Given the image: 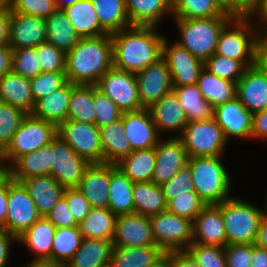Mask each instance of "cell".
<instances>
[{
  "label": "cell",
  "instance_id": "obj_3",
  "mask_svg": "<svg viewBox=\"0 0 267 267\" xmlns=\"http://www.w3.org/2000/svg\"><path fill=\"white\" fill-rule=\"evenodd\" d=\"M250 21L248 15L237 14L222 29L215 53L241 61L246 67L256 64L258 43L264 33L258 23L253 25Z\"/></svg>",
  "mask_w": 267,
  "mask_h": 267
},
{
  "label": "cell",
  "instance_id": "obj_53",
  "mask_svg": "<svg viewBox=\"0 0 267 267\" xmlns=\"http://www.w3.org/2000/svg\"><path fill=\"white\" fill-rule=\"evenodd\" d=\"M41 72L65 71L66 54L49 42L36 47Z\"/></svg>",
  "mask_w": 267,
  "mask_h": 267
},
{
  "label": "cell",
  "instance_id": "obj_40",
  "mask_svg": "<svg viewBox=\"0 0 267 267\" xmlns=\"http://www.w3.org/2000/svg\"><path fill=\"white\" fill-rule=\"evenodd\" d=\"M133 185L117 166L111 170L109 209L114 214L134 213Z\"/></svg>",
  "mask_w": 267,
  "mask_h": 267
},
{
  "label": "cell",
  "instance_id": "obj_48",
  "mask_svg": "<svg viewBox=\"0 0 267 267\" xmlns=\"http://www.w3.org/2000/svg\"><path fill=\"white\" fill-rule=\"evenodd\" d=\"M185 251L200 267H227L224 247L191 243Z\"/></svg>",
  "mask_w": 267,
  "mask_h": 267
},
{
  "label": "cell",
  "instance_id": "obj_12",
  "mask_svg": "<svg viewBox=\"0 0 267 267\" xmlns=\"http://www.w3.org/2000/svg\"><path fill=\"white\" fill-rule=\"evenodd\" d=\"M41 217L24 185L8 175V207L5 230L19 237Z\"/></svg>",
  "mask_w": 267,
  "mask_h": 267
},
{
  "label": "cell",
  "instance_id": "obj_25",
  "mask_svg": "<svg viewBox=\"0 0 267 267\" xmlns=\"http://www.w3.org/2000/svg\"><path fill=\"white\" fill-rule=\"evenodd\" d=\"M158 133L163 130H178L179 136L184 132L188 120L174 91L164 95L159 101L148 108Z\"/></svg>",
  "mask_w": 267,
  "mask_h": 267
},
{
  "label": "cell",
  "instance_id": "obj_35",
  "mask_svg": "<svg viewBox=\"0 0 267 267\" xmlns=\"http://www.w3.org/2000/svg\"><path fill=\"white\" fill-rule=\"evenodd\" d=\"M175 19L236 16L220 0H171Z\"/></svg>",
  "mask_w": 267,
  "mask_h": 267
},
{
  "label": "cell",
  "instance_id": "obj_58",
  "mask_svg": "<svg viewBox=\"0 0 267 267\" xmlns=\"http://www.w3.org/2000/svg\"><path fill=\"white\" fill-rule=\"evenodd\" d=\"M46 218L53 223L56 228L78 226V223L69 210L67 200L64 196L61 197Z\"/></svg>",
  "mask_w": 267,
  "mask_h": 267
},
{
  "label": "cell",
  "instance_id": "obj_20",
  "mask_svg": "<svg viewBox=\"0 0 267 267\" xmlns=\"http://www.w3.org/2000/svg\"><path fill=\"white\" fill-rule=\"evenodd\" d=\"M214 119L222 128L225 139L251 137L253 114L235 97L214 108Z\"/></svg>",
  "mask_w": 267,
  "mask_h": 267
},
{
  "label": "cell",
  "instance_id": "obj_38",
  "mask_svg": "<svg viewBox=\"0 0 267 267\" xmlns=\"http://www.w3.org/2000/svg\"><path fill=\"white\" fill-rule=\"evenodd\" d=\"M48 26L46 41L56 46L65 54L80 40L74 27L69 21L63 9H56L51 15L45 18Z\"/></svg>",
  "mask_w": 267,
  "mask_h": 267
},
{
  "label": "cell",
  "instance_id": "obj_28",
  "mask_svg": "<svg viewBox=\"0 0 267 267\" xmlns=\"http://www.w3.org/2000/svg\"><path fill=\"white\" fill-rule=\"evenodd\" d=\"M56 227L46 217H41L18 237L37 257L31 262L51 263L52 242Z\"/></svg>",
  "mask_w": 267,
  "mask_h": 267
},
{
  "label": "cell",
  "instance_id": "obj_10",
  "mask_svg": "<svg viewBox=\"0 0 267 267\" xmlns=\"http://www.w3.org/2000/svg\"><path fill=\"white\" fill-rule=\"evenodd\" d=\"M123 112L144 109L138 95L136 74L112 66L95 84Z\"/></svg>",
  "mask_w": 267,
  "mask_h": 267
},
{
  "label": "cell",
  "instance_id": "obj_52",
  "mask_svg": "<svg viewBox=\"0 0 267 267\" xmlns=\"http://www.w3.org/2000/svg\"><path fill=\"white\" fill-rule=\"evenodd\" d=\"M205 206L196 192H189L170 200L167 203V211L193 221Z\"/></svg>",
  "mask_w": 267,
  "mask_h": 267
},
{
  "label": "cell",
  "instance_id": "obj_2",
  "mask_svg": "<svg viewBox=\"0 0 267 267\" xmlns=\"http://www.w3.org/2000/svg\"><path fill=\"white\" fill-rule=\"evenodd\" d=\"M65 73L73 84L95 85L113 66V41L111 34L80 38L66 53Z\"/></svg>",
  "mask_w": 267,
  "mask_h": 267
},
{
  "label": "cell",
  "instance_id": "obj_22",
  "mask_svg": "<svg viewBox=\"0 0 267 267\" xmlns=\"http://www.w3.org/2000/svg\"><path fill=\"white\" fill-rule=\"evenodd\" d=\"M116 164H91L77 189L88 200L92 208H109L111 170Z\"/></svg>",
  "mask_w": 267,
  "mask_h": 267
},
{
  "label": "cell",
  "instance_id": "obj_33",
  "mask_svg": "<svg viewBox=\"0 0 267 267\" xmlns=\"http://www.w3.org/2000/svg\"><path fill=\"white\" fill-rule=\"evenodd\" d=\"M80 38L107 34L100 26L91 0H80L63 9Z\"/></svg>",
  "mask_w": 267,
  "mask_h": 267
},
{
  "label": "cell",
  "instance_id": "obj_34",
  "mask_svg": "<svg viewBox=\"0 0 267 267\" xmlns=\"http://www.w3.org/2000/svg\"><path fill=\"white\" fill-rule=\"evenodd\" d=\"M131 25L157 26L164 14L172 13L171 0H125Z\"/></svg>",
  "mask_w": 267,
  "mask_h": 267
},
{
  "label": "cell",
  "instance_id": "obj_62",
  "mask_svg": "<svg viewBox=\"0 0 267 267\" xmlns=\"http://www.w3.org/2000/svg\"><path fill=\"white\" fill-rule=\"evenodd\" d=\"M12 241L18 242V237L6 230L0 233V267H5L9 261V250Z\"/></svg>",
  "mask_w": 267,
  "mask_h": 267
},
{
  "label": "cell",
  "instance_id": "obj_13",
  "mask_svg": "<svg viewBox=\"0 0 267 267\" xmlns=\"http://www.w3.org/2000/svg\"><path fill=\"white\" fill-rule=\"evenodd\" d=\"M91 164L57 135L51 142V176L64 188H77Z\"/></svg>",
  "mask_w": 267,
  "mask_h": 267
},
{
  "label": "cell",
  "instance_id": "obj_8",
  "mask_svg": "<svg viewBox=\"0 0 267 267\" xmlns=\"http://www.w3.org/2000/svg\"><path fill=\"white\" fill-rule=\"evenodd\" d=\"M188 157L222 156L227 140L214 118L188 122L179 137Z\"/></svg>",
  "mask_w": 267,
  "mask_h": 267
},
{
  "label": "cell",
  "instance_id": "obj_55",
  "mask_svg": "<svg viewBox=\"0 0 267 267\" xmlns=\"http://www.w3.org/2000/svg\"><path fill=\"white\" fill-rule=\"evenodd\" d=\"M161 188L166 203L182 194L195 192L189 166L180 169L170 181L162 184Z\"/></svg>",
  "mask_w": 267,
  "mask_h": 267
},
{
  "label": "cell",
  "instance_id": "obj_44",
  "mask_svg": "<svg viewBox=\"0 0 267 267\" xmlns=\"http://www.w3.org/2000/svg\"><path fill=\"white\" fill-rule=\"evenodd\" d=\"M67 119L95 124L96 112L93 101V85L72 83Z\"/></svg>",
  "mask_w": 267,
  "mask_h": 267
},
{
  "label": "cell",
  "instance_id": "obj_9",
  "mask_svg": "<svg viewBox=\"0 0 267 267\" xmlns=\"http://www.w3.org/2000/svg\"><path fill=\"white\" fill-rule=\"evenodd\" d=\"M150 223L156 246L165 253L185 251L193 241L191 219L164 211L150 216Z\"/></svg>",
  "mask_w": 267,
  "mask_h": 267
},
{
  "label": "cell",
  "instance_id": "obj_51",
  "mask_svg": "<svg viewBox=\"0 0 267 267\" xmlns=\"http://www.w3.org/2000/svg\"><path fill=\"white\" fill-rule=\"evenodd\" d=\"M12 71L29 80L40 74L36 48L13 49Z\"/></svg>",
  "mask_w": 267,
  "mask_h": 267
},
{
  "label": "cell",
  "instance_id": "obj_32",
  "mask_svg": "<svg viewBox=\"0 0 267 267\" xmlns=\"http://www.w3.org/2000/svg\"><path fill=\"white\" fill-rule=\"evenodd\" d=\"M99 130L103 163L117 164L132 152L130 142L124 133L122 119L100 127Z\"/></svg>",
  "mask_w": 267,
  "mask_h": 267
},
{
  "label": "cell",
  "instance_id": "obj_76",
  "mask_svg": "<svg viewBox=\"0 0 267 267\" xmlns=\"http://www.w3.org/2000/svg\"><path fill=\"white\" fill-rule=\"evenodd\" d=\"M5 0H0V8L5 4Z\"/></svg>",
  "mask_w": 267,
  "mask_h": 267
},
{
  "label": "cell",
  "instance_id": "obj_75",
  "mask_svg": "<svg viewBox=\"0 0 267 267\" xmlns=\"http://www.w3.org/2000/svg\"><path fill=\"white\" fill-rule=\"evenodd\" d=\"M266 205H264L266 208H264L265 210H263V214L265 217H267V195H266Z\"/></svg>",
  "mask_w": 267,
  "mask_h": 267
},
{
  "label": "cell",
  "instance_id": "obj_64",
  "mask_svg": "<svg viewBox=\"0 0 267 267\" xmlns=\"http://www.w3.org/2000/svg\"><path fill=\"white\" fill-rule=\"evenodd\" d=\"M13 49L7 46L0 47V78L12 71Z\"/></svg>",
  "mask_w": 267,
  "mask_h": 267
},
{
  "label": "cell",
  "instance_id": "obj_60",
  "mask_svg": "<svg viewBox=\"0 0 267 267\" xmlns=\"http://www.w3.org/2000/svg\"><path fill=\"white\" fill-rule=\"evenodd\" d=\"M267 140V110L253 114L251 138Z\"/></svg>",
  "mask_w": 267,
  "mask_h": 267
},
{
  "label": "cell",
  "instance_id": "obj_47",
  "mask_svg": "<svg viewBox=\"0 0 267 267\" xmlns=\"http://www.w3.org/2000/svg\"><path fill=\"white\" fill-rule=\"evenodd\" d=\"M27 114L19 108L0 102V149L3 151L11 142Z\"/></svg>",
  "mask_w": 267,
  "mask_h": 267
},
{
  "label": "cell",
  "instance_id": "obj_71",
  "mask_svg": "<svg viewBox=\"0 0 267 267\" xmlns=\"http://www.w3.org/2000/svg\"><path fill=\"white\" fill-rule=\"evenodd\" d=\"M26 267H63L52 263L31 262Z\"/></svg>",
  "mask_w": 267,
  "mask_h": 267
},
{
  "label": "cell",
  "instance_id": "obj_4",
  "mask_svg": "<svg viewBox=\"0 0 267 267\" xmlns=\"http://www.w3.org/2000/svg\"><path fill=\"white\" fill-rule=\"evenodd\" d=\"M221 156L189 157L195 192L206 205L219 204L231 198V178L221 162Z\"/></svg>",
  "mask_w": 267,
  "mask_h": 267
},
{
  "label": "cell",
  "instance_id": "obj_61",
  "mask_svg": "<svg viewBox=\"0 0 267 267\" xmlns=\"http://www.w3.org/2000/svg\"><path fill=\"white\" fill-rule=\"evenodd\" d=\"M8 207V174L4 171L0 175V225L5 230Z\"/></svg>",
  "mask_w": 267,
  "mask_h": 267
},
{
  "label": "cell",
  "instance_id": "obj_66",
  "mask_svg": "<svg viewBox=\"0 0 267 267\" xmlns=\"http://www.w3.org/2000/svg\"><path fill=\"white\" fill-rule=\"evenodd\" d=\"M250 18L254 17V15H259L261 21H264L265 26L260 27V30L263 33H267V0H259L258 3L251 9V11L247 14ZM266 23V24H265ZM266 27V28H265ZM264 28V29H263Z\"/></svg>",
  "mask_w": 267,
  "mask_h": 267
},
{
  "label": "cell",
  "instance_id": "obj_31",
  "mask_svg": "<svg viewBox=\"0 0 267 267\" xmlns=\"http://www.w3.org/2000/svg\"><path fill=\"white\" fill-rule=\"evenodd\" d=\"M165 254L159 246H114L110 267H152Z\"/></svg>",
  "mask_w": 267,
  "mask_h": 267
},
{
  "label": "cell",
  "instance_id": "obj_29",
  "mask_svg": "<svg viewBox=\"0 0 267 267\" xmlns=\"http://www.w3.org/2000/svg\"><path fill=\"white\" fill-rule=\"evenodd\" d=\"M0 102L30 114L35 105L30 80L13 71L3 75L0 78Z\"/></svg>",
  "mask_w": 267,
  "mask_h": 267
},
{
  "label": "cell",
  "instance_id": "obj_7",
  "mask_svg": "<svg viewBox=\"0 0 267 267\" xmlns=\"http://www.w3.org/2000/svg\"><path fill=\"white\" fill-rule=\"evenodd\" d=\"M57 135L58 127L56 125L27 114L13 134L11 142L3 150L5 170L7 169V160L11 161L9 162L11 165L18 157L50 144Z\"/></svg>",
  "mask_w": 267,
  "mask_h": 267
},
{
  "label": "cell",
  "instance_id": "obj_69",
  "mask_svg": "<svg viewBox=\"0 0 267 267\" xmlns=\"http://www.w3.org/2000/svg\"><path fill=\"white\" fill-rule=\"evenodd\" d=\"M255 245L267 250V217L263 215Z\"/></svg>",
  "mask_w": 267,
  "mask_h": 267
},
{
  "label": "cell",
  "instance_id": "obj_74",
  "mask_svg": "<svg viewBox=\"0 0 267 267\" xmlns=\"http://www.w3.org/2000/svg\"><path fill=\"white\" fill-rule=\"evenodd\" d=\"M230 10V0H220Z\"/></svg>",
  "mask_w": 267,
  "mask_h": 267
},
{
  "label": "cell",
  "instance_id": "obj_77",
  "mask_svg": "<svg viewBox=\"0 0 267 267\" xmlns=\"http://www.w3.org/2000/svg\"><path fill=\"white\" fill-rule=\"evenodd\" d=\"M3 226L0 225V233L3 231Z\"/></svg>",
  "mask_w": 267,
  "mask_h": 267
},
{
  "label": "cell",
  "instance_id": "obj_46",
  "mask_svg": "<svg viewBox=\"0 0 267 267\" xmlns=\"http://www.w3.org/2000/svg\"><path fill=\"white\" fill-rule=\"evenodd\" d=\"M204 68L215 76L237 83L247 67L241 62L214 53L204 62Z\"/></svg>",
  "mask_w": 267,
  "mask_h": 267
},
{
  "label": "cell",
  "instance_id": "obj_57",
  "mask_svg": "<svg viewBox=\"0 0 267 267\" xmlns=\"http://www.w3.org/2000/svg\"><path fill=\"white\" fill-rule=\"evenodd\" d=\"M63 196L75 221L82 222L92 209L88 200L77 188H65Z\"/></svg>",
  "mask_w": 267,
  "mask_h": 267
},
{
  "label": "cell",
  "instance_id": "obj_16",
  "mask_svg": "<svg viewBox=\"0 0 267 267\" xmlns=\"http://www.w3.org/2000/svg\"><path fill=\"white\" fill-rule=\"evenodd\" d=\"M47 35L45 18L10 10L9 46L12 49L36 48L46 42Z\"/></svg>",
  "mask_w": 267,
  "mask_h": 267
},
{
  "label": "cell",
  "instance_id": "obj_19",
  "mask_svg": "<svg viewBox=\"0 0 267 267\" xmlns=\"http://www.w3.org/2000/svg\"><path fill=\"white\" fill-rule=\"evenodd\" d=\"M236 97L252 114L267 110V73L259 64L247 67L236 83Z\"/></svg>",
  "mask_w": 267,
  "mask_h": 267
},
{
  "label": "cell",
  "instance_id": "obj_27",
  "mask_svg": "<svg viewBox=\"0 0 267 267\" xmlns=\"http://www.w3.org/2000/svg\"><path fill=\"white\" fill-rule=\"evenodd\" d=\"M71 93L72 83L68 81L55 92L36 101L30 114L37 119L53 123L59 127L68 118Z\"/></svg>",
  "mask_w": 267,
  "mask_h": 267
},
{
  "label": "cell",
  "instance_id": "obj_59",
  "mask_svg": "<svg viewBox=\"0 0 267 267\" xmlns=\"http://www.w3.org/2000/svg\"><path fill=\"white\" fill-rule=\"evenodd\" d=\"M167 267H200L186 251L167 252Z\"/></svg>",
  "mask_w": 267,
  "mask_h": 267
},
{
  "label": "cell",
  "instance_id": "obj_37",
  "mask_svg": "<svg viewBox=\"0 0 267 267\" xmlns=\"http://www.w3.org/2000/svg\"><path fill=\"white\" fill-rule=\"evenodd\" d=\"M117 215L109 208H92L78 229L83 239L113 240Z\"/></svg>",
  "mask_w": 267,
  "mask_h": 267
},
{
  "label": "cell",
  "instance_id": "obj_26",
  "mask_svg": "<svg viewBox=\"0 0 267 267\" xmlns=\"http://www.w3.org/2000/svg\"><path fill=\"white\" fill-rule=\"evenodd\" d=\"M5 172L15 181L51 174V143L18 157Z\"/></svg>",
  "mask_w": 267,
  "mask_h": 267
},
{
  "label": "cell",
  "instance_id": "obj_6",
  "mask_svg": "<svg viewBox=\"0 0 267 267\" xmlns=\"http://www.w3.org/2000/svg\"><path fill=\"white\" fill-rule=\"evenodd\" d=\"M217 205L221 208L227 244H255L263 210L234 197Z\"/></svg>",
  "mask_w": 267,
  "mask_h": 267
},
{
  "label": "cell",
  "instance_id": "obj_56",
  "mask_svg": "<svg viewBox=\"0 0 267 267\" xmlns=\"http://www.w3.org/2000/svg\"><path fill=\"white\" fill-rule=\"evenodd\" d=\"M227 267H250L252 244H227L224 247Z\"/></svg>",
  "mask_w": 267,
  "mask_h": 267
},
{
  "label": "cell",
  "instance_id": "obj_17",
  "mask_svg": "<svg viewBox=\"0 0 267 267\" xmlns=\"http://www.w3.org/2000/svg\"><path fill=\"white\" fill-rule=\"evenodd\" d=\"M156 165L152 182L162 185L170 181L188 162V154L179 137L158 141L155 147Z\"/></svg>",
  "mask_w": 267,
  "mask_h": 267
},
{
  "label": "cell",
  "instance_id": "obj_73",
  "mask_svg": "<svg viewBox=\"0 0 267 267\" xmlns=\"http://www.w3.org/2000/svg\"><path fill=\"white\" fill-rule=\"evenodd\" d=\"M0 169L4 172V163H3V151L0 149Z\"/></svg>",
  "mask_w": 267,
  "mask_h": 267
},
{
  "label": "cell",
  "instance_id": "obj_15",
  "mask_svg": "<svg viewBox=\"0 0 267 267\" xmlns=\"http://www.w3.org/2000/svg\"><path fill=\"white\" fill-rule=\"evenodd\" d=\"M136 79L139 100L145 109L173 91L170 70L163 58L136 73Z\"/></svg>",
  "mask_w": 267,
  "mask_h": 267
},
{
  "label": "cell",
  "instance_id": "obj_23",
  "mask_svg": "<svg viewBox=\"0 0 267 267\" xmlns=\"http://www.w3.org/2000/svg\"><path fill=\"white\" fill-rule=\"evenodd\" d=\"M192 243L220 247L227 245L224 220L217 204L206 205L193 220Z\"/></svg>",
  "mask_w": 267,
  "mask_h": 267
},
{
  "label": "cell",
  "instance_id": "obj_49",
  "mask_svg": "<svg viewBox=\"0 0 267 267\" xmlns=\"http://www.w3.org/2000/svg\"><path fill=\"white\" fill-rule=\"evenodd\" d=\"M68 82L65 71L41 72L30 80L34 103Z\"/></svg>",
  "mask_w": 267,
  "mask_h": 267
},
{
  "label": "cell",
  "instance_id": "obj_39",
  "mask_svg": "<svg viewBox=\"0 0 267 267\" xmlns=\"http://www.w3.org/2000/svg\"><path fill=\"white\" fill-rule=\"evenodd\" d=\"M133 199L134 212L144 216L150 217L167 211L162 188L152 181L134 183Z\"/></svg>",
  "mask_w": 267,
  "mask_h": 267
},
{
  "label": "cell",
  "instance_id": "obj_70",
  "mask_svg": "<svg viewBox=\"0 0 267 267\" xmlns=\"http://www.w3.org/2000/svg\"><path fill=\"white\" fill-rule=\"evenodd\" d=\"M80 0H55L58 9H64L67 6L75 4Z\"/></svg>",
  "mask_w": 267,
  "mask_h": 267
},
{
  "label": "cell",
  "instance_id": "obj_21",
  "mask_svg": "<svg viewBox=\"0 0 267 267\" xmlns=\"http://www.w3.org/2000/svg\"><path fill=\"white\" fill-rule=\"evenodd\" d=\"M121 119L132 151L156 147L160 134L149 109L123 112Z\"/></svg>",
  "mask_w": 267,
  "mask_h": 267
},
{
  "label": "cell",
  "instance_id": "obj_50",
  "mask_svg": "<svg viewBox=\"0 0 267 267\" xmlns=\"http://www.w3.org/2000/svg\"><path fill=\"white\" fill-rule=\"evenodd\" d=\"M93 101L96 112L95 124L99 128L121 119L123 111L95 85H93Z\"/></svg>",
  "mask_w": 267,
  "mask_h": 267
},
{
  "label": "cell",
  "instance_id": "obj_63",
  "mask_svg": "<svg viewBox=\"0 0 267 267\" xmlns=\"http://www.w3.org/2000/svg\"><path fill=\"white\" fill-rule=\"evenodd\" d=\"M10 8L5 3L0 8V47L9 45Z\"/></svg>",
  "mask_w": 267,
  "mask_h": 267
},
{
  "label": "cell",
  "instance_id": "obj_41",
  "mask_svg": "<svg viewBox=\"0 0 267 267\" xmlns=\"http://www.w3.org/2000/svg\"><path fill=\"white\" fill-rule=\"evenodd\" d=\"M188 122L214 118V107L207 102L199 91L198 85L173 87Z\"/></svg>",
  "mask_w": 267,
  "mask_h": 267
},
{
  "label": "cell",
  "instance_id": "obj_42",
  "mask_svg": "<svg viewBox=\"0 0 267 267\" xmlns=\"http://www.w3.org/2000/svg\"><path fill=\"white\" fill-rule=\"evenodd\" d=\"M101 28L112 34L131 26L125 0H91Z\"/></svg>",
  "mask_w": 267,
  "mask_h": 267
},
{
  "label": "cell",
  "instance_id": "obj_43",
  "mask_svg": "<svg viewBox=\"0 0 267 267\" xmlns=\"http://www.w3.org/2000/svg\"><path fill=\"white\" fill-rule=\"evenodd\" d=\"M197 85L204 99L214 108L236 97V83L219 78L205 68Z\"/></svg>",
  "mask_w": 267,
  "mask_h": 267
},
{
  "label": "cell",
  "instance_id": "obj_67",
  "mask_svg": "<svg viewBox=\"0 0 267 267\" xmlns=\"http://www.w3.org/2000/svg\"><path fill=\"white\" fill-rule=\"evenodd\" d=\"M250 267H267V250L252 244V259Z\"/></svg>",
  "mask_w": 267,
  "mask_h": 267
},
{
  "label": "cell",
  "instance_id": "obj_65",
  "mask_svg": "<svg viewBox=\"0 0 267 267\" xmlns=\"http://www.w3.org/2000/svg\"><path fill=\"white\" fill-rule=\"evenodd\" d=\"M259 0H230V11L235 14L247 15Z\"/></svg>",
  "mask_w": 267,
  "mask_h": 267
},
{
  "label": "cell",
  "instance_id": "obj_45",
  "mask_svg": "<svg viewBox=\"0 0 267 267\" xmlns=\"http://www.w3.org/2000/svg\"><path fill=\"white\" fill-rule=\"evenodd\" d=\"M82 240L78 226L56 228L52 242L51 263L64 267L75 255Z\"/></svg>",
  "mask_w": 267,
  "mask_h": 267
},
{
  "label": "cell",
  "instance_id": "obj_68",
  "mask_svg": "<svg viewBox=\"0 0 267 267\" xmlns=\"http://www.w3.org/2000/svg\"><path fill=\"white\" fill-rule=\"evenodd\" d=\"M257 64L267 73V33H264L257 47Z\"/></svg>",
  "mask_w": 267,
  "mask_h": 267
},
{
  "label": "cell",
  "instance_id": "obj_54",
  "mask_svg": "<svg viewBox=\"0 0 267 267\" xmlns=\"http://www.w3.org/2000/svg\"><path fill=\"white\" fill-rule=\"evenodd\" d=\"M10 10L31 16L47 18L56 9L55 0H5Z\"/></svg>",
  "mask_w": 267,
  "mask_h": 267
},
{
  "label": "cell",
  "instance_id": "obj_11",
  "mask_svg": "<svg viewBox=\"0 0 267 267\" xmlns=\"http://www.w3.org/2000/svg\"><path fill=\"white\" fill-rule=\"evenodd\" d=\"M58 135L90 164L103 163L100 130L96 124L67 119L58 127Z\"/></svg>",
  "mask_w": 267,
  "mask_h": 267
},
{
  "label": "cell",
  "instance_id": "obj_30",
  "mask_svg": "<svg viewBox=\"0 0 267 267\" xmlns=\"http://www.w3.org/2000/svg\"><path fill=\"white\" fill-rule=\"evenodd\" d=\"M113 247V240L83 239L64 267H109Z\"/></svg>",
  "mask_w": 267,
  "mask_h": 267
},
{
  "label": "cell",
  "instance_id": "obj_18",
  "mask_svg": "<svg viewBox=\"0 0 267 267\" xmlns=\"http://www.w3.org/2000/svg\"><path fill=\"white\" fill-rule=\"evenodd\" d=\"M114 246H156L151 229L150 217L140 213L117 215Z\"/></svg>",
  "mask_w": 267,
  "mask_h": 267
},
{
  "label": "cell",
  "instance_id": "obj_36",
  "mask_svg": "<svg viewBox=\"0 0 267 267\" xmlns=\"http://www.w3.org/2000/svg\"><path fill=\"white\" fill-rule=\"evenodd\" d=\"M155 165V147L134 150L116 164L133 183L152 181Z\"/></svg>",
  "mask_w": 267,
  "mask_h": 267
},
{
  "label": "cell",
  "instance_id": "obj_24",
  "mask_svg": "<svg viewBox=\"0 0 267 267\" xmlns=\"http://www.w3.org/2000/svg\"><path fill=\"white\" fill-rule=\"evenodd\" d=\"M20 182L28 191L42 217H46L52 211L65 191V188L51 175L30 177Z\"/></svg>",
  "mask_w": 267,
  "mask_h": 267
},
{
  "label": "cell",
  "instance_id": "obj_14",
  "mask_svg": "<svg viewBox=\"0 0 267 267\" xmlns=\"http://www.w3.org/2000/svg\"><path fill=\"white\" fill-rule=\"evenodd\" d=\"M166 38L162 45V58L169 67L173 87L195 85L198 82L204 62L193 56L178 43L168 46Z\"/></svg>",
  "mask_w": 267,
  "mask_h": 267
},
{
  "label": "cell",
  "instance_id": "obj_5",
  "mask_svg": "<svg viewBox=\"0 0 267 267\" xmlns=\"http://www.w3.org/2000/svg\"><path fill=\"white\" fill-rule=\"evenodd\" d=\"M234 17L176 19L175 22L181 34V40L176 43L205 62L216 52L218 38L222 29Z\"/></svg>",
  "mask_w": 267,
  "mask_h": 267
},
{
  "label": "cell",
  "instance_id": "obj_72",
  "mask_svg": "<svg viewBox=\"0 0 267 267\" xmlns=\"http://www.w3.org/2000/svg\"><path fill=\"white\" fill-rule=\"evenodd\" d=\"M152 267H167V253L156 265Z\"/></svg>",
  "mask_w": 267,
  "mask_h": 267
},
{
  "label": "cell",
  "instance_id": "obj_1",
  "mask_svg": "<svg viewBox=\"0 0 267 267\" xmlns=\"http://www.w3.org/2000/svg\"><path fill=\"white\" fill-rule=\"evenodd\" d=\"M155 30V26L131 25L112 33L113 66L136 74L162 58L165 37Z\"/></svg>",
  "mask_w": 267,
  "mask_h": 267
}]
</instances>
